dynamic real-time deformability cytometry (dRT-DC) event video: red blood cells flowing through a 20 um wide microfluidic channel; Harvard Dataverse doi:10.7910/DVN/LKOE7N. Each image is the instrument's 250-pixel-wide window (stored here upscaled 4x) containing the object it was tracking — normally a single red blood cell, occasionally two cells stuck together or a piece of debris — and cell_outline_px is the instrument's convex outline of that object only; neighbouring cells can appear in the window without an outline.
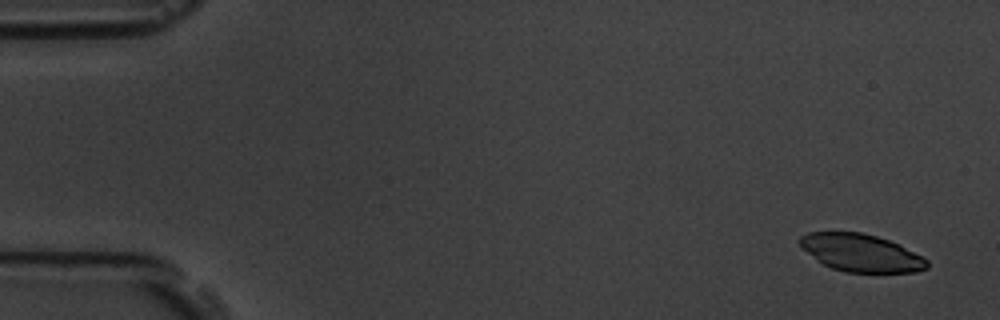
{"species": "common noctule bat (a hibernating species)", "species_latin": "Nyctalus noctula", "temperature_condition": "room temperature", "stored_images_in_passage": 5, "camera_frame_rate_fps": 3000, "um_per_image_px": 0.085, "animal": {"sex": "male", "body_mass_g": 19.5, "forearm_length_mm": 54.6}, "frame": {"image": 1, "passage_image": 1, "time_ms": 0.0, "image_size_px": [1000, 320], "cell_outline_px": [[928, 268], [916, 272], [844, 272], [832, 268], [824, 264], [808, 252], [796, 240], [800, 236], [808, 232], [860, 232], [876, 236], [888, 240], [928, 260]], "centroid_in_image_um": [73.16, 21.49], "position_along_channel_um": 11.8, "area_um2": 27.34}}